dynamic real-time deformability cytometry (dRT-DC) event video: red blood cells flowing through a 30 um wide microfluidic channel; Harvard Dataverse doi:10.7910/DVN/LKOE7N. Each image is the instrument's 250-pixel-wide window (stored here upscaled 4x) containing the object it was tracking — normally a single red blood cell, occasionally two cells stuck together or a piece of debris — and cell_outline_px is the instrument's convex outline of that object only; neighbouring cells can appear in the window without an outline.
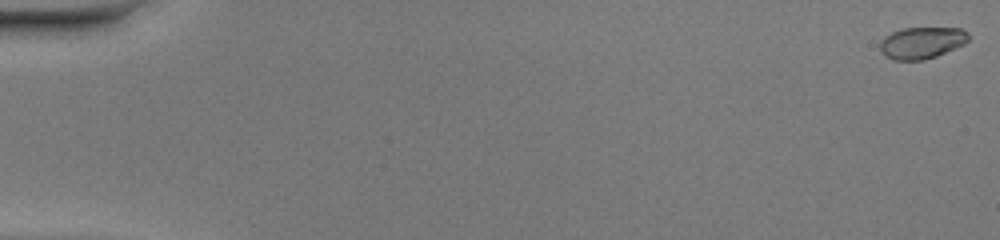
{"species": "common noctule bat (a hibernating species)", "species_latin": "Nyctalus noctula", "temperature_condition": "warm", "stored_images_in_passage": 52, "camera_frame_rate_fps": 3000, "um_per_image_px": 0.085, "animal": {"sex": "female", "body_mass_g": 20.0, "forearm_length_mm": 54.0}, "frame": {"image": 1, "passage_image": 1, "time_ms": 0.0, "image_size_px": [1000, 240], "cell_outline_px": [[968, 40], [964, 44], [936, 56], [924, 60], [892, 60], [884, 56], [880, 48], [880, 40], [884, 36], [892, 32], [904, 28], [960, 28], [968, 32]], "centroid_in_image_um": [78.32, 3.64], "position_along_channel_um": 6.7, "area_um2": 16.36}}
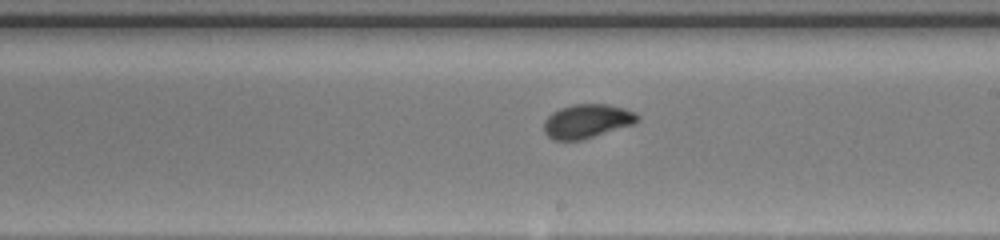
{"frame": {"image": 2, "passage_image": 31, "time_ms": 10.0, "image_size_px": [1000, 240], "cell_outline_px": [[640, 120], [632, 124], [580, 140], [552, 140], [544, 132], [544, 120], [552, 112], [560, 108], [572, 104], [608, 104], [624, 108], [636, 112], [640, 116]], "centroid_in_image_um": [49.88, 10.28], "position_along_channel_um": 239.1, "area_um2": 18.44}}
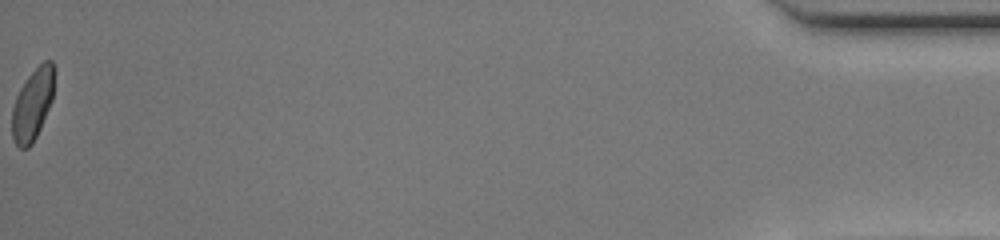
{"frame": {"image": 3, "passage_image": 52, "time_ms": 17.0, "image_size_px": [1000, 240], "cell_outline_px": [[56, 68], [52, 100], [40, 128], [32, 144], [28, 148], [20, 148], [16, 144], [12, 136], [12, 108], [16, 96], [20, 88], [28, 76], [44, 60], [52, 60]], "centroid_in_image_um": [2.79, 8.83], "position_along_channel_um": 432.4, "area_um2": 17.69}, "authors_computed_cell_mechanics": {"area_um2": 17.8891, "velocity_mm_per_s": 4.1109, "shape_relaxation_time_tau1_ms": 3.6779, "shape_relaxation_time_tau2_ms": null, "deformation_change_tau1": 0.1645, "deformation_change_tau2": null}}